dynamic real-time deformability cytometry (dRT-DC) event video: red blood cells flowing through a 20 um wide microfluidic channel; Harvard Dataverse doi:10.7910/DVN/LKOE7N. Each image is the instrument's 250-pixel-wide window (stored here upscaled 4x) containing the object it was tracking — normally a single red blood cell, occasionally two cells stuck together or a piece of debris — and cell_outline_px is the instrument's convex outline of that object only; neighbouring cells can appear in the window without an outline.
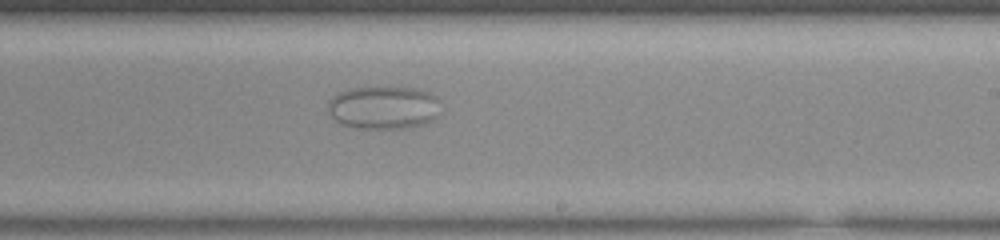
{"species": "common noctule bat (a hibernating species)", "species_latin": "Nyctalus noctula", "temperature_condition": "room temperature", "stored_images_in_passage": 57, "camera_frame_rate_fps": 3000, "um_per_image_px": 0.085, "animal": {"sex": "male", "body_mass_g": 20.0, "forearm_length_mm": 53.3}, "frame": {"image": 1, "passage_image": 38, "time_ms": 12.333, "image_size_px": [1000, 240], "cell_outline_px": [[440, 116], [424, 124], [404, 128], [360, 128], [344, 124], [336, 120], [328, 112], [328, 100], [332, 96], [348, 88], [416, 88], [428, 92], [436, 96]], "centroid_in_image_um": [32.61, 9.14], "position_along_channel_um": 256.4, "area_um2": 28.09}}